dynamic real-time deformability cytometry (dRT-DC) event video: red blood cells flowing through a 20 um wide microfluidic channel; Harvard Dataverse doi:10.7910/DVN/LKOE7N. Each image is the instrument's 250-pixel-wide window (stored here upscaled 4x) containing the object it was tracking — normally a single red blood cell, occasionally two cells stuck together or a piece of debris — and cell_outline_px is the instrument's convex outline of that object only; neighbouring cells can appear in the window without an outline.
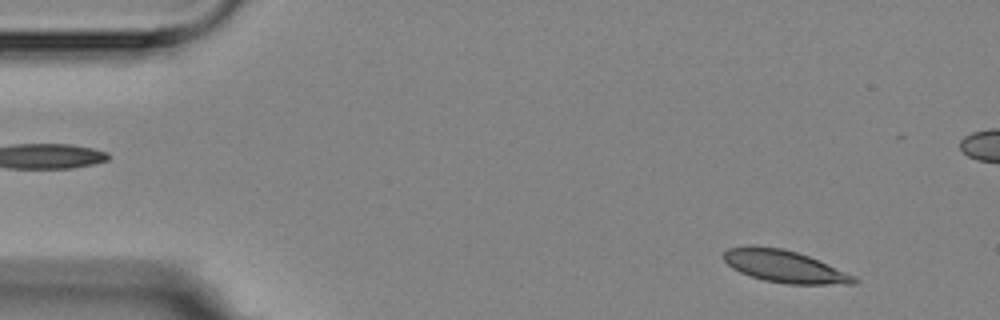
{"species": "Egyptian fruit bat (a non-hibernating species)", "species_latin": "Rousettus aegyptiacus", "temperature_condition": "room temperature", "stored_images_in_passage": 4, "camera_frame_rate_fps": 3000, "um_per_image_px": 0.085, "animal": {"sex": "female"}, "frame": {"image": 1, "passage_image": 1, "time_ms": 0.0, "image_size_px": [1000, 320], "cell_outline_px": [[860, 280], [856, 284], [788, 284], [764, 280], [740, 272], [732, 268], [724, 260], [724, 252], [728, 248], [748, 244], [780, 248], [796, 252], [808, 256], [856, 276]], "centroid_in_image_um": [66.68, 22.64], "position_along_channel_um": 18.3, "area_um2": 24.45}}